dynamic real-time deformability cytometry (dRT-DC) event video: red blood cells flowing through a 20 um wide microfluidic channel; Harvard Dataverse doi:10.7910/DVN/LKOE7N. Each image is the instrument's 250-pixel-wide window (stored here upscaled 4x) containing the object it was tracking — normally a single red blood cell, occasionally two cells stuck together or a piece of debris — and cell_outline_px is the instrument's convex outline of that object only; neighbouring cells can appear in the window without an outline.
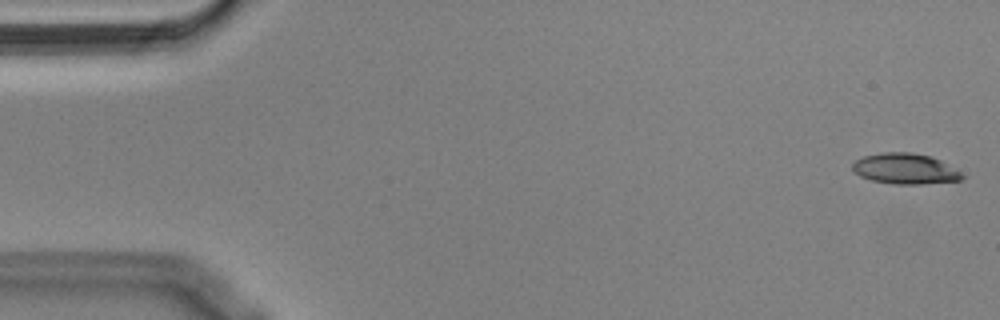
{"species": "Egyptian fruit bat (a non-hibernating species)", "species_latin": "Rousettus aegyptiacus", "temperature_condition": "cold", "stored_images_in_passage": 3, "camera_frame_rate_fps": 3000, "um_per_image_px": 0.085, "animal": {"sex": "male"}, "frame": {"image": 1, "passage_image": 1, "time_ms": 0.0, "image_size_px": [1000, 320], "cell_outline_px": [[968, 176], [960, 180], [920, 184], [892, 184], [872, 180], [860, 176], [852, 168], [852, 164], [856, 160], [864, 156], [884, 152], [912, 152], [932, 156], [940, 160]], "centroid_in_image_um": [76.97, 14.34], "position_along_channel_um": 8.0, "area_um2": 19.59}}